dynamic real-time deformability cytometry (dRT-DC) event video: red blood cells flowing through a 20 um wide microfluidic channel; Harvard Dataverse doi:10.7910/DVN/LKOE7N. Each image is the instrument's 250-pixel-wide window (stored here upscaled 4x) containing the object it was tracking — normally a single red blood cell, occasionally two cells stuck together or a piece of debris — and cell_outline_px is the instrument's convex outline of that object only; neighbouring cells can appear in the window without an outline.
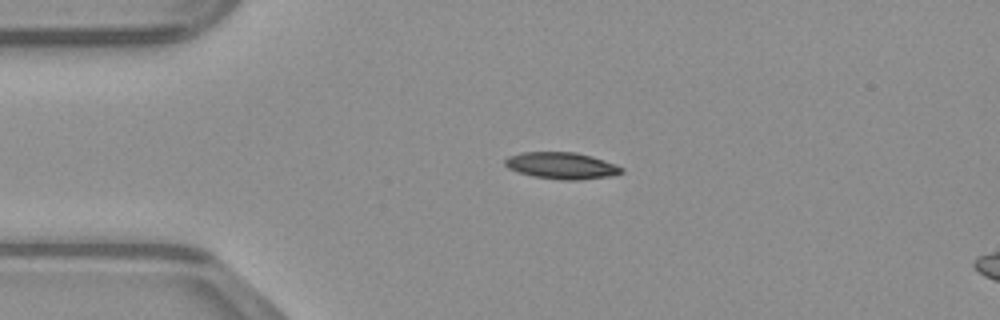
{"species": "common noctule bat (a hibernating species)", "species_latin": "Nyctalus noctula", "temperature_condition": "warm", "stored_images_in_passage": 42, "camera_frame_rate_fps": 3000, "um_per_image_px": 0.085, "animal": {"sex": "male", "body_mass_g": 23.1, "forearm_length_mm": 52.7}, "frame": {"image": 1, "passage_image": 5, "time_ms": 1.333, "image_size_px": [1000, 320], "cell_outline_px": [[624, 172], [612, 176], [580, 180], [560, 180], [532, 176], [508, 168], [504, 164], [504, 160], [508, 156], [520, 152], [576, 152], [592, 156], [616, 164], [624, 168]], "centroid_in_image_um": [47.76, 14.08], "position_along_channel_um": 37.2, "area_um2": 18.32}}
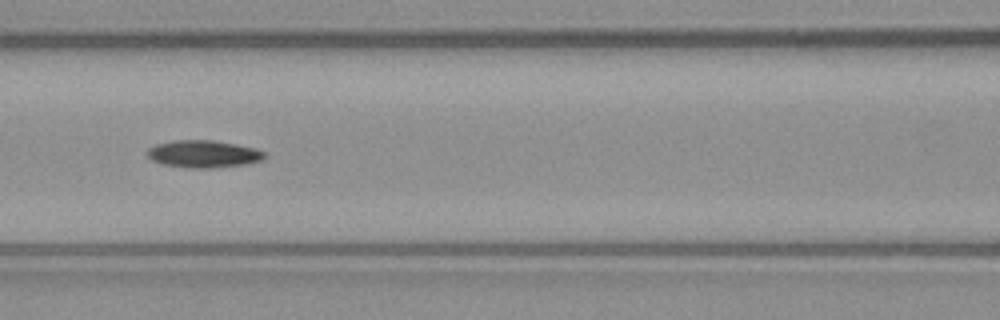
{"frame": {"image": 2, "passage_image": 15, "time_ms": 4.667, "image_size_px": [1000, 320], "cell_outline_px": [[268, 156], [260, 160], [244, 164], [212, 168], [188, 168], [164, 164], [152, 160], [144, 152], [148, 148], [156, 144], [172, 140], [212, 140], [236, 144], [256, 148], [264, 152]], "centroid_in_image_um": [17.27, 13.08], "position_along_channel_um": 149.3, "area_um2": 18.73}}
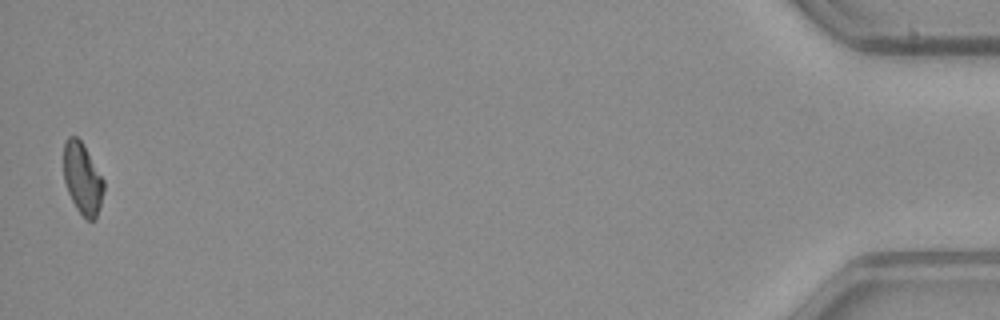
{"frame": {"image": 3, "passage_image": 42, "time_ms": 13.667, "image_size_px": [1000, 320], "cell_outline_px": [[104, 192], [96, 220], [88, 220], [76, 208], [68, 192], [64, 180], [64, 140], [68, 136], [76, 136], [80, 140], [104, 180]], "centroid_in_image_um": [7.01, 15.19], "position_along_channel_um": 428.2, "area_um2": 16.53}}